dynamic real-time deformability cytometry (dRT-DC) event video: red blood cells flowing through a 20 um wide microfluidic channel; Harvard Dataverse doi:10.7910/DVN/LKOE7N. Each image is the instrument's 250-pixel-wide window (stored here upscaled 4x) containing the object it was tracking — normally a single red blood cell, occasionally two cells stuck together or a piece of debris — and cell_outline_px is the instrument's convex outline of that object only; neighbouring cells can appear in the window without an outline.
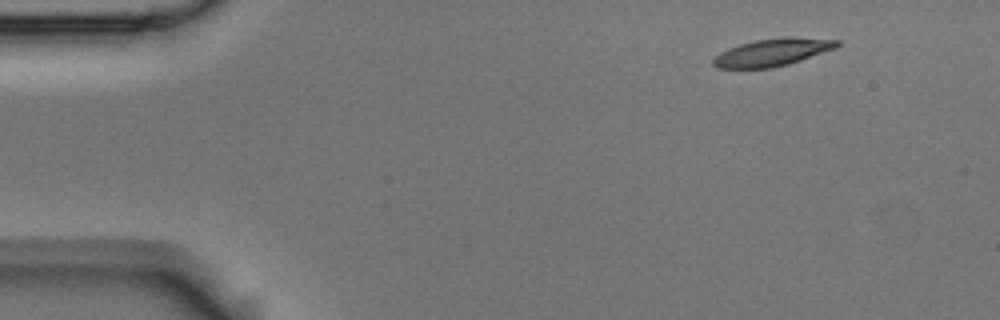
{"species": "Egyptian fruit bat (a non-hibernating species)", "species_latin": "Rousettus aegyptiacus", "temperature_condition": "room temperature", "stored_images_in_passage": 6, "camera_frame_rate_fps": 3000, "um_per_image_px": 0.085, "animal": {"sex": "male"}, "frame": {"image": 1, "passage_image": 1, "time_ms": 0.0, "image_size_px": [1000, 320], "cell_outline_px": [[840, 44], [836, 48], [788, 64], [772, 68], [716, 68], [712, 64], [712, 60], [720, 52], [728, 48], [740, 44], [756, 40], [788, 36], [792, 36], [840, 40]], "centroid_in_image_um": [65.66, 4.44], "position_along_channel_um": 19.3, "area_um2": 19.83}}
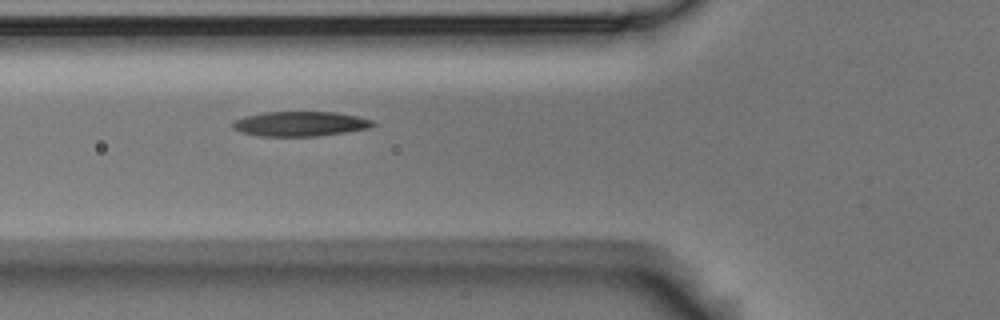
{"frame": {"image": 2, "passage_image": 5, "time_ms": 1.333, "image_size_px": [1000, 320], "cell_outline_px": [[376, 124], [368, 128], [320, 136], [260, 136], [240, 132], [232, 128], [232, 120], [244, 116], [264, 112], [336, 112], [356, 116], [372, 120]], "centroid_in_image_um": [25.46, 10.52], "position_along_channel_um": 100.3, "area_um2": 20.29}}
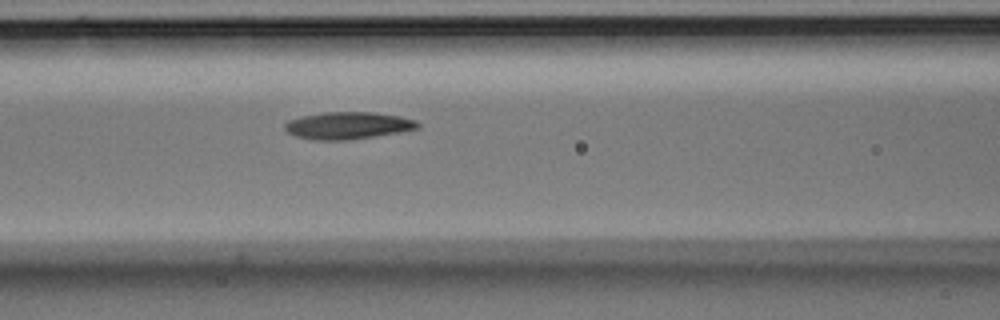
{"frame": {"image": 3, "passage_image": 6, "time_ms": 1.667, "image_size_px": [1000, 320], "cell_outline_px": [[420, 128], [372, 136], [344, 140], [312, 140], [296, 136], [288, 132], [284, 128], [284, 124], [288, 120], [300, 116], [324, 112], [372, 112], [400, 116], [416, 120], [420, 124]], "centroid_in_image_um": [29.53, 10.66], "position_along_channel_um": 137.1, "area_um2": 20.92}}